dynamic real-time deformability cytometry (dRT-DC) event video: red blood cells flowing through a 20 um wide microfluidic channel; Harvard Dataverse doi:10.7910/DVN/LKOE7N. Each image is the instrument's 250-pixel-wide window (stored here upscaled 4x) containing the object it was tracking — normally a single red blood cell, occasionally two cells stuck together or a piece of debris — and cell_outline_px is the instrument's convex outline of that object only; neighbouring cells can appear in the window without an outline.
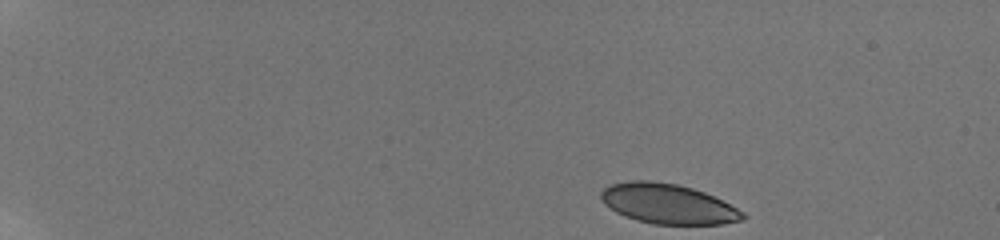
{"species": "human", "species_latin": "Homo sapiens", "temperature_condition": "room temperature", "stored_images_in_passage": 11, "camera_frame_rate_fps": 3000, "um_per_image_px": 0.085, "donor": {"sex": "male"}, "frame": {"image": 1, "passage_image": 1, "time_ms": 0.0, "image_size_px": [1000, 240], "cell_outline_px": [[748, 216], [744, 220], [724, 224], [652, 224], [636, 220], [624, 216], [616, 212], [604, 204], [600, 196], [600, 192], [608, 184], [628, 180], [648, 180], [676, 184], [692, 188], [704, 192], [744, 212]], "centroid_in_image_um": [56.74, 17.33], "position_along_channel_um": 28.3, "area_um2": 33.12}}
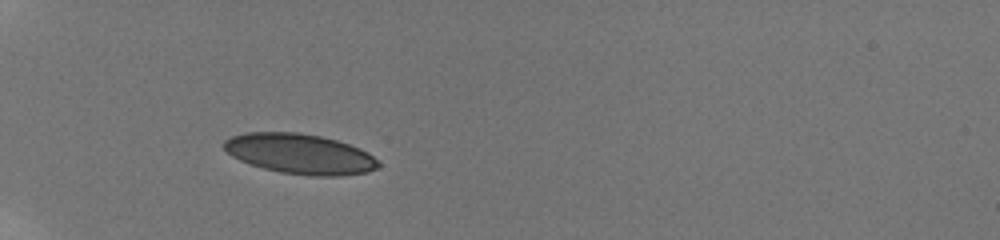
{"frame": {"image": 2, "passage_image": 7, "time_ms": 3.667, "image_size_px": [1000, 240], "cell_outline_px": [[380, 164], [376, 168], [368, 172], [340, 176], [312, 176], [280, 172], [264, 168], [240, 160], [232, 156], [224, 148], [224, 140], [232, 136], [244, 132], [296, 132], [320, 136], [336, 140], [360, 148], [368, 152]], "centroid_in_image_um": [25.49, 13.08], "position_along_channel_um": 59.5, "area_um2": 35.95}}